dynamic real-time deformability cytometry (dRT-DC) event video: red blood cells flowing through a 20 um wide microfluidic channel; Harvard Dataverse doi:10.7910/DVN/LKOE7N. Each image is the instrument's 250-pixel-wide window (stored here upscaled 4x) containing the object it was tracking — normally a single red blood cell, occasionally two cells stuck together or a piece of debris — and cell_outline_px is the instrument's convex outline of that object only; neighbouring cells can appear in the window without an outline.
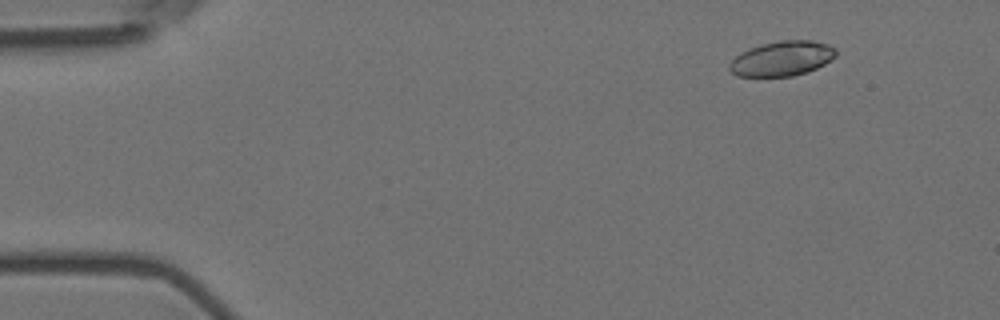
{"species": "Egyptian fruit bat (a non-hibernating species)", "species_latin": "Rousettus aegyptiacus", "temperature_condition": "room temperature", "stored_images_in_passage": 4, "camera_frame_rate_fps": 3000, "um_per_image_px": 0.085, "animal": {"sex": "female"}, "frame": {"image": 1, "passage_image": 1, "time_ms": 0.0, "image_size_px": [1000, 320], "cell_outline_px": [[836, 56], [824, 64], [808, 72], [792, 76], [736, 76], [728, 68], [728, 64], [740, 52], [748, 48], [760, 44], [780, 40], [812, 40], [828, 44], [836, 48]], "centroid_in_image_um": [66.46, 4.96], "position_along_channel_um": 18.5, "area_um2": 21.79}}
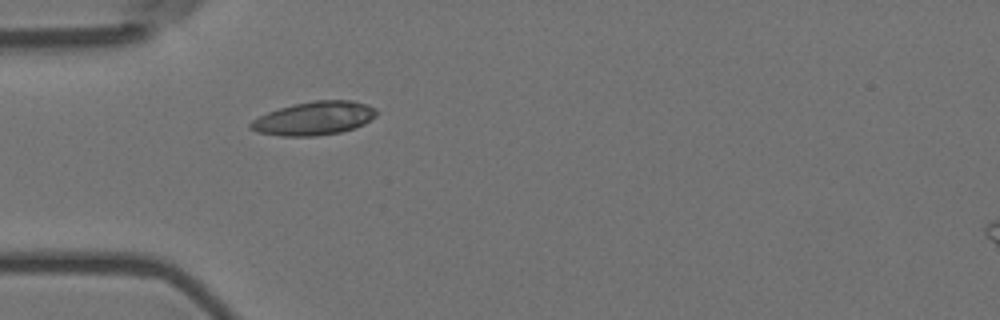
{"frame": {"image": 2, "passage_image": 4, "time_ms": 1.0, "image_size_px": [1000, 320], "cell_outline_px": [[376, 116], [364, 124], [340, 132], [316, 136], [280, 136], [256, 132], [248, 128], [248, 124], [252, 120], [268, 112], [292, 104], [312, 100], [352, 100], [368, 104], [376, 108]], "centroid_in_image_um": [26.68, 10.05], "position_along_channel_um": 58.3, "area_um2": 24.74}}